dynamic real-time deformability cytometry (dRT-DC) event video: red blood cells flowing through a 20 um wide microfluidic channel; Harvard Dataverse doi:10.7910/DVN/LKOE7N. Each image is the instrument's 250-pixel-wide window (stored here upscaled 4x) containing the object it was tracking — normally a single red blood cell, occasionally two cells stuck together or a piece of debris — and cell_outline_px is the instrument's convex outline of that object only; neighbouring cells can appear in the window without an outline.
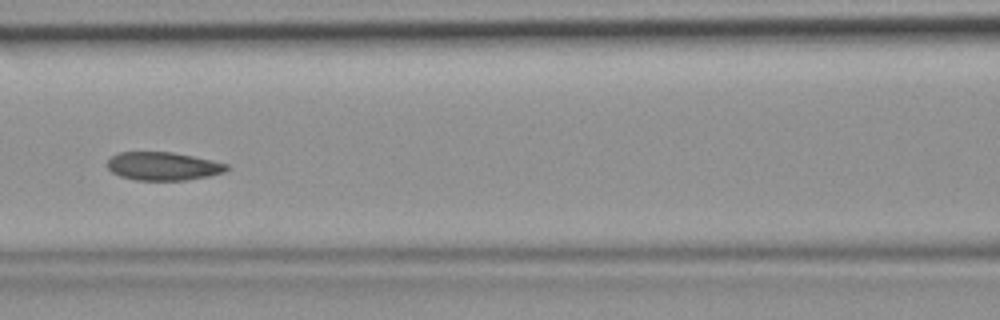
{"species": "common noctule bat (a hibernating species)", "species_latin": "Nyctalus noctula", "temperature_condition": "room temperature", "stored_images_in_passage": 6, "camera_frame_rate_fps": 3000, "um_per_image_px": 0.085, "animal": {"sex": "female", "body_mass_g": 19.9}, "frame": {"image": 1, "passage_image": 6, "time_ms": 1.667, "image_size_px": [1000, 320], "cell_outline_px": [[228, 168], [224, 172], [208, 176], [184, 180], [136, 180], [120, 176], [112, 172], [108, 168], [108, 160], [112, 156], [120, 152], [172, 152], [212, 160], [228, 164]], "centroid_in_image_um": [13.86, 14.12], "position_along_channel_um": 152.7, "area_um2": 19.48}}